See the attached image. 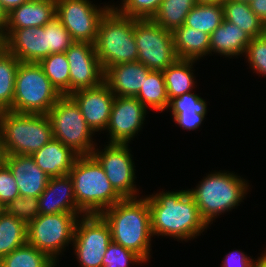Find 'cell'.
<instances>
[{
	"label": "cell",
	"mask_w": 266,
	"mask_h": 267,
	"mask_svg": "<svg viewBox=\"0 0 266 267\" xmlns=\"http://www.w3.org/2000/svg\"><path fill=\"white\" fill-rule=\"evenodd\" d=\"M79 217L76 213L39 214L27 225V242L58 263L59 255L73 243Z\"/></svg>",
	"instance_id": "9c48e42d"
},
{
	"label": "cell",
	"mask_w": 266,
	"mask_h": 267,
	"mask_svg": "<svg viewBox=\"0 0 266 267\" xmlns=\"http://www.w3.org/2000/svg\"><path fill=\"white\" fill-rule=\"evenodd\" d=\"M46 115L51 123L53 139L61 141L79 156L91 155L98 147L93 141L95 133L69 95H62Z\"/></svg>",
	"instance_id": "ba28073f"
},
{
	"label": "cell",
	"mask_w": 266,
	"mask_h": 267,
	"mask_svg": "<svg viewBox=\"0 0 266 267\" xmlns=\"http://www.w3.org/2000/svg\"><path fill=\"white\" fill-rule=\"evenodd\" d=\"M148 200L153 236H168L177 241L197 239L209 227L188 189L159 191L144 195Z\"/></svg>",
	"instance_id": "6da1fadb"
},
{
	"label": "cell",
	"mask_w": 266,
	"mask_h": 267,
	"mask_svg": "<svg viewBox=\"0 0 266 267\" xmlns=\"http://www.w3.org/2000/svg\"><path fill=\"white\" fill-rule=\"evenodd\" d=\"M5 49L20 62L39 63L50 55L43 27L4 28Z\"/></svg>",
	"instance_id": "e0dca14e"
},
{
	"label": "cell",
	"mask_w": 266,
	"mask_h": 267,
	"mask_svg": "<svg viewBox=\"0 0 266 267\" xmlns=\"http://www.w3.org/2000/svg\"><path fill=\"white\" fill-rule=\"evenodd\" d=\"M142 263L145 262L136 253L113 241L110 242L102 259V267H129L130 264Z\"/></svg>",
	"instance_id": "d590c367"
},
{
	"label": "cell",
	"mask_w": 266,
	"mask_h": 267,
	"mask_svg": "<svg viewBox=\"0 0 266 267\" xmlns=\"http://www.w3.org/2000/svg\"><path fill=\"white\" fill-rule=\"evenodd\" d=\"M163 0H121L115 7L123 16L137 20L152 19Z\"/></svg>",
	"instance_id": "e575fe53"
},
{
	"label": "cell",
	"mask_w": 266,
	"mask_h": 267,
	"mask_svg": "<svg viewBox=\"0 0 266 267\" xmlns=\"http://www.w3.org/2000/svg\"><path fill=\"white\" fill-rule=\"evenodd\" d=\"M39 198L40 214L76 213L79 210L75 200L73 182L70 175L50 177L46 188Z\"/></svg>",
	"instance_id": "d6986e66"
},
{
	"label": "cell",
	"mask_w": 266,
	"mask_h": 267,
	"mask_svg": "<svg viewBox=\"0 0 266 267\" xmlns=\"http://www.w3.org/2000/svg\"><path fill=\"white\" fill-rule=\"evenodd\" d=\"M133 29L138 61L153 71H163L178 58L175 53L173 34L151 19L133 18Z\"/></svg>",
	"instance_id": "30bf717a"
},
{
	"label": "cell",
	"mask_w": 266,
	"mask_h": 267,
	"mask_svg": "<svg viewBox=\"0 0 266 267\" xmlns=\"http://www.w3.org/2000/svg\"><path fill=\"white\" fill-rule=\"evenodd\" d=\"M227 0H197L198 3H217V4H223Z\"/></svg>",
	"instance_id": "c3c4849f"
},
{
	"label": "cell",
	"mask_w": 266,
	"mask_h": 267,
	"mask_svg": "<svg viewBox=\"0 0 266 267\" xmlns=\"http://www.w3.org/2000/svg\"><path fill=\"white\" fill-rule=\"evenodd\" d=\"M5 211V206L0 202V215Z\"/></svg>",
	"instance_id": "f907efd6"
},
{
	"label": "cell",
	"mask_w": 266,
	"mask_h": 267,
	"mask_svg": "<svg viewBox=\"0 0 266 267\" xmlns=\"http://www.w3.org/2000/svg\"><path fill=\"white\" fill-rule=\"evenodd\" d=\"M27 243V224L4 211L0 215V260Z\"/></svg>",
	"instance_id": "83f0119b"
},
{
	"label": "cell",
	"mask_w": 266,
	"mask_h": 267,
	"mask_svg": "<svg viewBox=\"0 0 266 267\" xmlns=\"http://www.w3.org/2000/svg\"><path fill=\"white\" fill-rule=\"evenodd\" d=\"M263 252L260 257L254 260L253 267H266V250Z\"/></svg>",
	"instance_id": "bcb514c9"
},
{
	"label": "cell",
	"mask_w": 266,
	"mask_h": 267,
	"mask_svg": "<svg viewBox=\"0 0 266 267\" xmlns=\"http://www.w3.org/2000/svg\"><path fill=\"white\" fill-rule=\"evenodd\" d=\"M0 267H57V262L27 242L4 256Z\"/></svg>",
	"instance_id": "4dcf8cb0"
},
{
	"label": "cell",
	"mask_w": 266,
	"mask_h": 267,
	"mask_svg": "<svg viewBox=\"0 0 266 267\" xmlns=\"http://www.w3.org/2000/svg\"><path fill=\"white\" fill-rule=\"evenodd\" d=\"M197 3V0H163L151 20L173 32L185 23L186 16Z\"/></svg>",
	"instance_id": "f1b7e54d"
},
{
	"label": "cell",
	"mask_w": 266,
	"mask_h": 267,
	"mask_svg": "<svg viewBox=\"0 0 266 267\" xmlns=\"http://www.w3.org/2000/svg\"><path fill=\"white\" fill-rule=\"evenodd\" d=\"M5 211L28 225L40 214L39 198L19 196L5 206Z\"/></svg>",
	"instance_id": "74e56055"
},
{
	"label": "cell",
	"mask_w": 266,
	"mask_h": 267,
	"mask_svg": "<svg viewBox=\"0 0 266 267\" xmlns=\"http://www.w3.org/2000/svg\"><path fill=\"white\" fill-rule=\"evenodd\" d=\"M38 64L61 95H70V65L65 52L50 54Z\"/></svg>",
	"instance_id": "1f68e13d"
},
{
	"label": "cell",
	"mask_w": 266,
	"mask_h": 267,
	"mask_svg": "<svg viewBox=\"0 0 266 267\" xmlns=\"http://www.w3.org/2000/svg\"><path fill=\"white\" fill-rule=\"evenodd\" d=\"M20 196L17 183L9 167L2 162L0 164V202L6 206L14 198Z\"/></svg>",
	"instance_id": "ab89813d"
},
{
	"label": "cell",
	"mask_w": 266,
	"mask_h": 267,
	"mask_svg": "<svg viewBox=\"0 0 266 267\" xmlns=\"http://www.w3.org/2000/svg\"><path fill=\"white\" fill-rule=\"evenodd\" d=\"M173 43L178 59L199 61L210 54V35L183 24L173 32Z\"/></svg>",
	"instance_id": "cb8c5ba5"
},
{
	"label": "cell",
	"mask_w": 266,
	"mask_h": 267,
	"mask_svg": "<svg viewBox=\"0 0 266 267\" xmlns=\"http://www.w3.org/2000/svg\"><path fill=\"white\" fill-rule=\"evenodd\" d=\"M31 156L49 177H58L70 173L79 155L61 141L52 139Z\"/></svg>",
	"instance_id": "44dd1931"
},
{
	"label": "cell",
	"mask_w": 266,
	"mask_h": 267,
	"mask_svg": "<svg viewBox=\"0 0 266 267\" xmlns=\"http://www.w3.org/2000/svg\"><path fill=\"white\" fill-rule=\"evenodd\" d=\"M167 109L171 113H197L206 115L208 112L206 100L193 91L170 99Z\"/></svg>",
	"instance_id": "8d00e7d4"
},
{
	"label": "cell",
	"mask_w": 266,
	"mask_h": 267,
	"mask_svg": "<svg viewBox=\"0 0 266 267\" xmlns=\"http://www.w3.org/2000/svg\"><path fill=\"white\" fill-rule=\"evenodd\" d=\"M173 116V121L179 127L184 130L194 131L203 124L202 122L206 119L205 115H200L197 113H171Z\"/></svg>",
	"instance_id": "60d3db41"
},
{
	"label": "cell",
	"mask_w": 266,
	"mask_h": 267,
	"mask_svg": "<svg viewBox=\"0 0 266 267\" xmlns=\"http://www.w3.org/2000/svg\"><path fill=\"white\" fill-rule=\"evenodd\" d=\"M151 71L139 61L120 63L105 71L104 82L115 97H135Z\"/></svg>",
	"instance_id": "ffe728a7"
},
{
	"label": "cell",
	"mask_w": 266,
	"mask_h": 267,
	"mask_svg": "<svg viewBox=\"0 0 266 267\" xmlns=\"http://www.w3.org/2000/svg\"><path fill=\"white\" fill-rule=\"evenodd\" d=\"M3 162L9 167L21 197H39L50 177L41 170L30 155L4 154Z\"/></svg>",
	"instance_id": "ac0fdd59"
},
{
	"label": "cell",
	"mask_w": 266,
	"mask_h": 267,
	"mask_svg": "<svg viewBox=\"0 0 266 267\" xmlns=\"http://www.w3.org/2000/svg\"><path fill=\"white\" fill-rule=\"evenodd\" d=\"M244 56L253 73L266 77V33L251 39Z\"/></svg>",
	"instance_id": "f35d334b"
},
{
	"label": "cell",
	"mask_w": 266,
	"mask_h": 267,
	"mask_svg": "<svg viewBox=\"0 0 266 267\" xmlns=\"http://www.w3.org/2000/svg\"><path fill=\"white\" fill-rule=\"evenodd\" d=\"M5 50V37L3 31L0 30V54Z\"/></svg>",
	"instance_id": "7dc6e473"
},
{
	"label": "cell",
	"mask_w": 266,
	"mask_h": 267,
	"mask_svg": "<svg viewBox=\"0 0 266 267\" xmlns=\"http://www.w3.org/2000/svg\"><path fill=\"white\" fill-rule=\"evenodd\" d=\"M19 64L20 61L6 49L0 54V112L12 107Z\"/></svg>",
	"instance_id": "d6a6232c"
},
{
	"label": "cell",
	"mask_w": 266,
	"mask_h": 267,
	"mask_svg": "<svg viewBox=\"0 0 266 267\" xmlns=\"http://www.w3.org/2000/svg\"><path fill=\"white\" fill-rule=\"evenodd\" d=\"M56 16V1L28 0L8 13L5 28L43 27Z\"/></svg>",
	"instance_id": "7402d4cb"
},
{
	"label": "cell",
	"mask_w": 266,
	"mask_h": 267,
	"mask_svg": "<svg viewBox=\"0 0 266 267\" xmlns=\"http://www.w3.org/2000/svg\"><path fill=\"white\" fill-rule=\"evenodd\" d=\"M196 62L195 60L177 59L162 71L169 100L192 92L195 88L196 81L194 80L196 77L194 76L193 65Z\"/></svg>",
	"instance_id": "d4e9b609"
},
{
	"label": "cell",
	"mask_w": 266,
	"mask_h": 267,
	"mask_svg": "<svg viewBox=\"0 0 266 267\" xmlns=\"http://www.w3.org/2000/svg\"><path fill=\"white\" fill-rule=\"evenodd\" d=\"M234 1H239V2L250 3L252 0H234Z\"/></svg>",
	"instance_id": "816d5d0a"
},
{
	"label": "cell",
	"mask_w": 266,
	"mask_h": 267,
	"mask_svg": "<svg viewBox=\"0 0 266 267\" xmlns=\"http://www.w3.org/2000/svg\"><path fill=\"white\" fill-rule=\"evenodd\" d=\"M254 259L241 250H233L224 256L221 267H253Z\"/></svg>",
	"instance_id": "b9f144b4"
},
{
	"label": "cell",
	"mask_w": 266,
	"mask_h": 267,
	"mask_svg": "<svg viewBox=\"0 0 266 267\" xmlns=\"http://www.w3.org/2000/svg\"><path fill=\"white\" fill-rule=\"evenodd\" d=\"M109 225L111 239L136 253L145 263L151 257L152 229L148 200L124 198L100 214Z\"/></svg>",
	"instance_id": "7a4b0ae2"
},
{
	"label": "cell",
	"mask_w": 266,
	"mask_h": 267,
	"mask_svg": "<svg viewBox=\"0 0 266 267\" xmlns=\"http://www.w3.org/2000/svg\"><path fill=\"white\" fill-rule=\"evenodd\" d=\"M97 6L91 0H56V17L73 41L95 44L100 20L113 6Z\"/></svg>",
	"instance_id": "7c38bea8"
},
{
	"label": "cell",
	"mask_w": 266,
	"mask_h": 267,
	"mask_svg": "<svg viewBox=\"0 0 266 267\" xmlns=\"http://www.w3.org/2000/svg\"><path fill=\"white\" fill-rule=\"evenodd\" d=\"M27 1L28 0H0L1 5L7 14Z\"/></svg>",
	"instance_id": "ee69618b"
},
{
	"label": "cell",
	"mask_w": 266,
	"mask_h": 267,
	"mask_svg": "<svg viewBox=\"0 0 266 267\" xmlns=\"http://www.w3.org/2000/svg\"><path fill=\"white\" fill-rule=\"evenodd\" d=\"M252 37L237 25L223 20L222 24L210 34V54L232 58L243 56Z\"/></svg>",
	"instance_id": "603a6c76"
},
{
	"label": "cell",
	"mask_w": 266,
	"mask_h": 267,
	"mask_svg": "<svg viewBox=\"0 0 266 267\" xmlns=\"http://www.w3.org/2000/svg\"><path fill=\"white\" fill-rule=\"evenodd\" d=\"M69 96L94 133L106 131L115 96L105 82L97 87L75 91Z\"/></svg>",
	"instance_id": "2e32d148"
},
{
	"label": "cell",
	"mask_w": 266,
	"mask_h": 267,
	"mask_svg": "<svg viewBox=\"0 0 266 267\" xmlns=\"http://www.w3.org/2000/svg\"><path fill=\"white\" fill-rule=\"evenodd\" d=\"M104 149L96 148L92 156L102 166L108 180L113 188L123 198H138L135 162L129 144L108 143L103 145Z\"/></svg>",
	"instance_id": "4fadbf2b"
},
{
	"label": "cell",
	"mask_w": 266,
	"mask_h": 267,
	"mask_svg": "<svg viewBox=\"0 0 266 267\" xmlns=\"http://www.w3.org/2000/svg\"><path fill=\"white\" fill-rule=\"evenodd\" d=\"M46 31L47 48L50 54L67 51L74 42L70 33L55 16L50 22L44 25Z\"/></svg>",
	"instance_id": "836d02e7"
},
{
	"label": "cell",
	"mask_w": 266,
	"mask_h": 267,
	"mask_svg": "<svg viewBox=\"0 0 266 267\" xmlns=\"http://www.w3.org/2000/svg\"><path fill=\"white\" fill-rule=\"evenodd\" d=\"M148 109L136 97H115L105 132L106 143L130 144L142 130Z\"/></svg>",
	"instance_id": "5bb4252c"
},
{
	"label": "cell",
	"mask_w": 266,
	"mask_h": 267,
	"mask_svg": "<svg viewBox=\"0 0 266 267\" xmlns=\"http://www.w3.org/2000/svg\"><path fill=\"white\" fill-rule=\"evenodd\" d=\"M4 153L1 147V138H0V164L3 162Z\"/></svg>",
	"instance_id": "681fc988"
},
{
	"label": "cell",
	"mask_w": 266,
	"mask_h": 267,
	"mask_svg": "<svg viewBox=\"0 0 266 267\" xmlns=\"http://www.w3.org/2000/svg\"><path fill=\"white\" fill-rule=\"evenodd\" d=\"M8 14L3 9L0 2V30L3 31L7 23Z\"/></svg>",
	"instance_id": "f6af8a7d"
},
{
	"label": "cell",
	"mask_w": 266,
	"mask_h": 267,
	"mask_svg": "<svg viewBox=\"0 0 266 267\" xmlns=\"http://www.w3.org/2000/svg\"><path fill=\"white\" fill-rule=\"evenodd\" d=\"M65 54L70 65V94L97 87L104 82L105 72L94 44L74 41Z\"/></svg>",
	"instance_id": "9a60e30c"
},
{
	"label": "cell",
	"mask_w": 266,
	"mask_h": 267,
	"mask_svg": "<svg viewBox=\"0 0 266 267\" xmlns=\"http://www.w3.org/2000/svg\"><path fill=\"white\" fill-rule=\"evenodd\" d=\"M246 179L235 172L214 170L188 189L198 206L201 218L209 226L215 218L235 209L250 191Z\"/></svg>",
	"instance_id": "3957f363"
},
{
	"label": "cell",
	"mask_w": 266,
	"mask_h": 267,
	"mask_svg": "<svg viewBox=\"0 0 266 267\" xmlns=\"http://www.w3.org/2000/svg\"><path fill=\"white\" fill-rule=\"evenodd\" d=\"M224 20L222 4L197 3L186 16L185 25L211 34Z\"/></svg>",
	"instance_id": "f546056e"
},
{
	"label": "cell",
	"mask_w": 266,
	"mask_h": 267,
	"mask_svg": "<svg viewBox=\"0 0 266 267\" xmlns=\"http://www.w3.org/2000/svg\"><path fill=\"white\" fill-rule=\"evenodd\" d=\"M224 19L237 25L252 38L266 33L265 24L251 10L250 4L234 0H227L222 4Z\"/></svg>",
	"instance_id": "484cf974"
},
{
	"label": "cell",
	"mask_w": 266,
	"mask_h": 267,
	"mask_svg": "<svg viewBox=\"0 0 266 267\" xmlns=\"http://www.w3.org/2000/svg\"><path fill=\"white\" fill-rule=\"evenodd\" d=\"M61 96L38 63L20 62L9 111L47 114Z\"/></svg>",
	"instance_id": "52a82bcc"
},
{
	"label": "cell",
	"mask_w": 266,
	"mask_h": 267,
	"mask_svg": "<svg viewBox=\"0 0 266 267\" xmlns=\"http://www.w3.org/2000/svg\"><path fill=\"white\" fill-rule=\"evenodd\" d=\"M249 4L251 10L266 26V0H252Z\"/></svg>",
	"instance_id": "7bdbcfd3"
},
{
	"label": "cell",
	"mask_w": 266,
	"mask_h": 267,
	"mask_svg": "<svg viewBox=\"0 0 266 267\" xmlns=\"http://www.w3.org/2000/svg\"><path fill=\"white\" fill-rule=\"evenodd\" d=\"M115 6L100 20L94 44L104 72L116 64L138 61L133 18L123 16Z\"/></svg>",
	"instance_id": "8992f818"
},
{
	"label": "cell",
	"mask_w": 266,
	"mask_h": 267,
	"mask_svg": "<svg viewBox=\"0 0 266 267\" xmlns=\"http://www.w3.org/2000/svg\"><path fill=\"white\" fill-rule=\"evenodd\" d=\"M147 109L167 111L169 99L162 71H151L144 81L139 93L135 96Z\"/></svg>",
	"instance_id": "4316f807"
},
{
	"label": "cell",
	"mask_w": 266,
	"mask_h": 267,
	"mask_svg": "<svg viewBox=\"0 0 266 267\" xmlns=\"http://www.w3.org/2000/svg\"><path fill=\"white\" fill-rule=\"evenodd\" d=\"M75 200L84 215L101 214L124 198L113 188L92 155L78 156L69 173Z\"/></svg>",
	"instance_id": "277c9868"
},
{
	"label": "cell",
	"mask_w": 266,
	"mask_h": 267,
	"mask_svg": "<svg viewBox=\"0 0 266 267\" xmlns=\"http://www.w3.org/2000/svg\"><path fill=\"white\" fill-rule=\"evenodd\" d=\"M111 241L109 225L100 214L80 216L72 244L78 267H102V259Z\"/></svg>",
	"instance_id": "8fae6325"
},
{
	"label": "cell",
	"mask_w": 266,
	"mask_h": 267,
	"mask_svg": "<svg viewBox=\"0 0 266 267\" xmlns=\"http://www.w3.org/2000/svg\"><path fill=\"white\" fill-rule=\"evenodd\" d=\"M0 138L4 154L32 155L53 139L46 114L0 112Z\"/></svg>",
	"instance_id": "5b68a950"
}]
</instances>
